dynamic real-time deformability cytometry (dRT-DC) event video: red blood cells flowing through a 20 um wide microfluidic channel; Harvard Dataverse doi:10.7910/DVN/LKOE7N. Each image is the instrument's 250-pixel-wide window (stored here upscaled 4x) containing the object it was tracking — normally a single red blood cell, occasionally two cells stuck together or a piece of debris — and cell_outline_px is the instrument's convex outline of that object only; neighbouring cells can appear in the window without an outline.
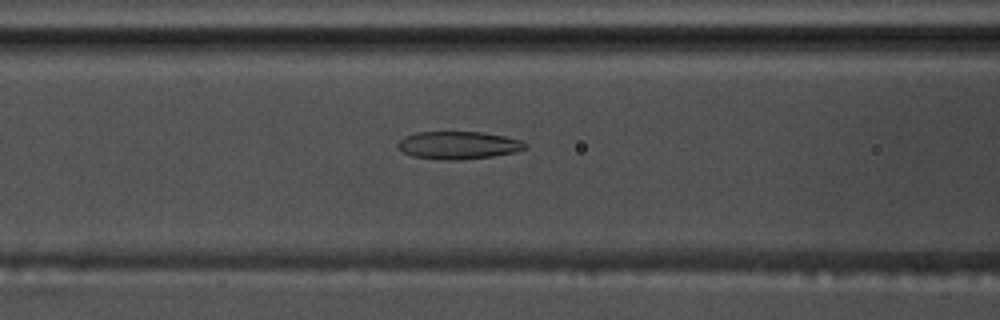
{"species": "common noctule bat (a hibernating species)", "species_latin": "Nyctalus noctula", "temperature_condition": "warm", "stored_images_in_passage": 49, "camera_frame_rate_fps": 3000, "um_per_image_px": 0.085, "animal": {"sex": "male", "body_mass_g": 17.5, "forearm_length_mm": 52.3}, "frame": {"image": 1, "passage_image": 16, "time_ms": 5.0, "image_size_px": [1000, 320], "cell_outline_px": [[528, 148], [516, 152], [492, 156], [460, 160], [448, 160], [412, 156], [404, 152], [396, 144], [404, 136], [416, 132], [480, 132], [504, 136], [520, 140], [528, 144]], "centroid_in_image_um": [38.98, 12.34], "position_along_channel_um": 127.6, "area_um2": 20.52}}
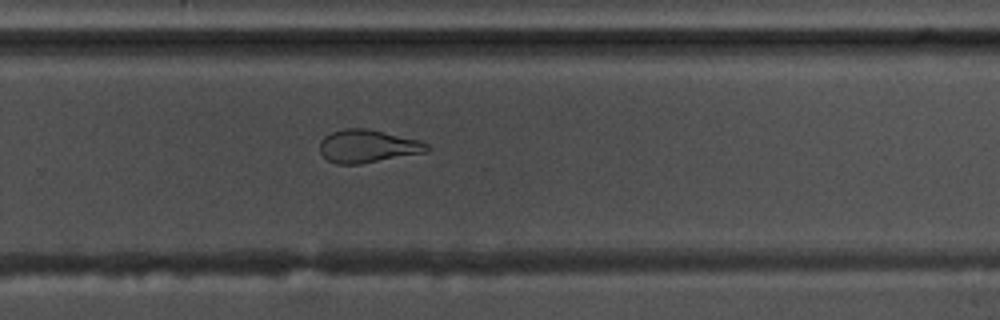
{"frame": {"image": 2, "passage_image": 30, "time_ms": 9.667, "image_size_px": [1000, 320], "cell_outline_px": [[432, 148], [428, 152], [360, 164], [336, 164], [328, 160], [320, 152], [320, 140], [324, 136], [332, 132], [344, 128], [368, 128], [420, 140], [428, 144]], "centroid_in_image_um": [31.28, 12.42], "position_along_channel_um": 298.5, "area_um2": 20.81}}
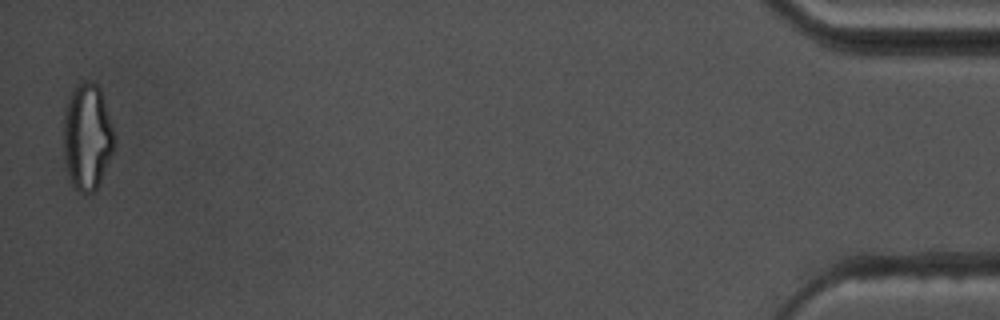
{"frame": {"image": 3, "passage_image": 48, "time_ms": 15.667, "image_size_px": [1000, 320], "cell_outline_px": [[116, 144], [100, 180], [96, 188], [92, 192], [80, 192], [72, 184], [64, 160], [64, 112], [68, 100], [72, 92], [84, 80], [96, 84], [100, 88], [116, 140]], "centroid_in_image_um": [7.41, 11.63], "position_along_channel_um": 427.8, "area_um2": 30.92}, "authors_computed_cell_mechanics": {"area_um2": 21.9062, "velocity_mm_per_s": 3.675, "shape_relaxation_time_tau1_ms": null, "shape_relaxation_time_tau2_ms": 2.1058, "deformation_change_tau1": null, "deformation_change_tau2": 0.1044}}